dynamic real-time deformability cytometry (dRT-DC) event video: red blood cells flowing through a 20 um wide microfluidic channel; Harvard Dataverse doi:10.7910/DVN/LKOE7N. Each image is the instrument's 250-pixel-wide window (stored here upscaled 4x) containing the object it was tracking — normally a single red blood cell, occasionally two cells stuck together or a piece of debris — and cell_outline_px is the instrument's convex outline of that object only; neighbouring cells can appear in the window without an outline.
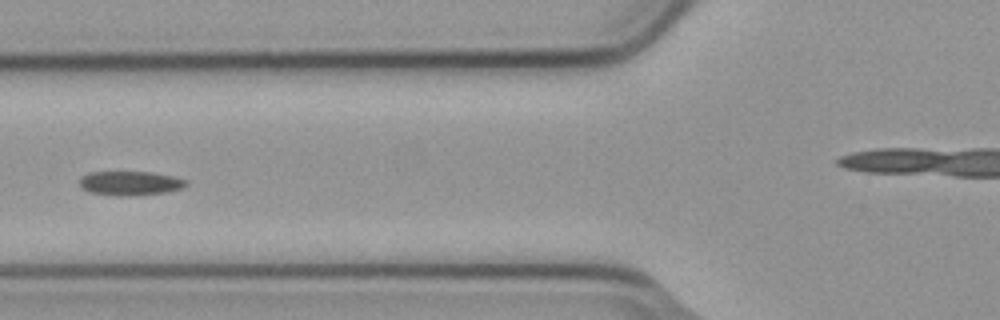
{"species": "common noctule bat (a hibernating species)", "species_latin": "Nyctalus noctula", "temperature_condition": "cold", "stored_images_in_passage": 5, "camera_frame_rate_fps": 3000, "um_per_image_px": 0.085, "animal": {"sex": "male", "body_mass_g": 23.1, "forearm_length_mm": 52.7}, "frame": {"image": 1, "passage_image": 5, "time_ms": 1.333, "image_size_px": [1000, 320], "cell_outline_px": [[188, 184], [184, 188], [164, 192], [128, 196], [116, 196], [88, 192], [80, 188], [80, 176], [88, 172], [152, 172], [172, 176], [188, 180]], "centroid_in_image_um": [11.04, 15.57], "position_along_channel_um": 114.8, "area_um2": 15.2}}